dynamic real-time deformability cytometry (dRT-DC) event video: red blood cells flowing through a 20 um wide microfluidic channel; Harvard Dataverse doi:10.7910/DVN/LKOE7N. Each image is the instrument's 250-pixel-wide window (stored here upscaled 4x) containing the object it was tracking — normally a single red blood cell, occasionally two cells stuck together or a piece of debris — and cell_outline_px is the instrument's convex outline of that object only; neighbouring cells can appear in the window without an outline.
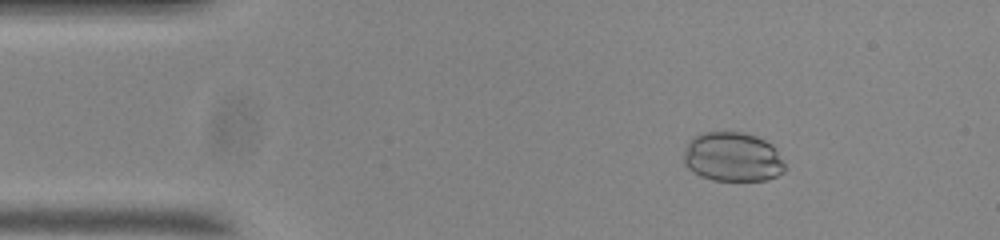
{"species": "common noctule bat (a hibernating species)", "species_latin": "Nyctalus noctula", "temperature_condition": "room temperature", "stored_images_in_passage": 55, "camera_frame_rate_fps": 3000, "um_per_image_px": 0.085, "animal": {"sex": "male", "body_mass_g": 20.0, "forearm_length_mm": 53.3}, "frame": {"image": 1, "passage_image": 8, "time_ms": 2.333, "image_size_px": [1000, 240], "cell_outline_px": [[788, 168], [784, 172], [768, 180], [712, 180], [700, 176], [692, 172], [684, 164], [684, 152], [688, 144], [696, 136], [704, 132], [744, 132], [756, 136], [772, 144], [776, 148]], "centroid_in_image_um": [62.32, 13.35], "position_along_channel_um": 22.7, "area_um2": 29.3}}
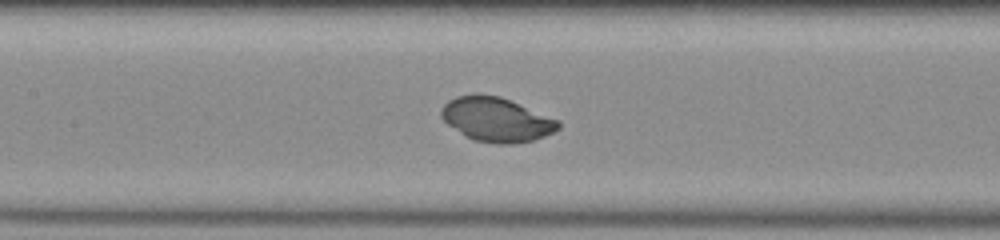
{"frame": {"image": 2, "passage_image": 25, "time_ms": 8.0, "image_size_px": [1000, 240], "cell_outline_px": [[560, 128], [544, 136], [532, 140], [512, 144], [492, 144], [472, 140], [464, 136], [448, 124], [440, 116], [440, 108], [448, 100], [456, 96], [476, 92], [500, 96], [560, 120]], "centroid_in_image_um": [42.16, 10.14], "position_along_channel_um": 165.2, "area_um2": 30.63}}
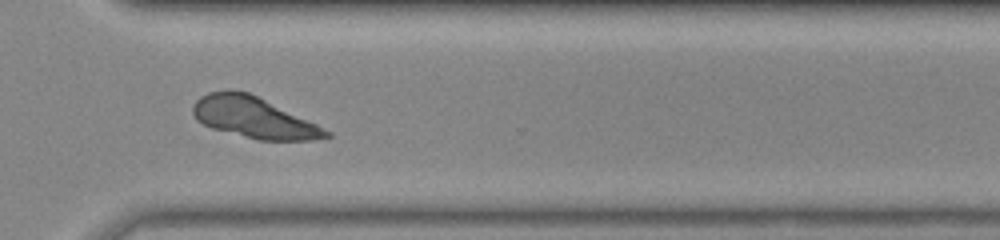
{"frame": {"image": 3, "passage_image": 40, "time_ms": 13.0, "image_size_px": [1000, 240], "cell_outline_px": [[332, 136], [312, 140], [260, 140], [212, 128], [196, 120], [192, 112], [192, 104], [200, 96], [208, 92], [248, 92], [316, 124], [332, 132]], "centroid_in_image_um": [21.56, 10.01], "position_along_channel_um": 349.0, "area_um2": 31.04}}